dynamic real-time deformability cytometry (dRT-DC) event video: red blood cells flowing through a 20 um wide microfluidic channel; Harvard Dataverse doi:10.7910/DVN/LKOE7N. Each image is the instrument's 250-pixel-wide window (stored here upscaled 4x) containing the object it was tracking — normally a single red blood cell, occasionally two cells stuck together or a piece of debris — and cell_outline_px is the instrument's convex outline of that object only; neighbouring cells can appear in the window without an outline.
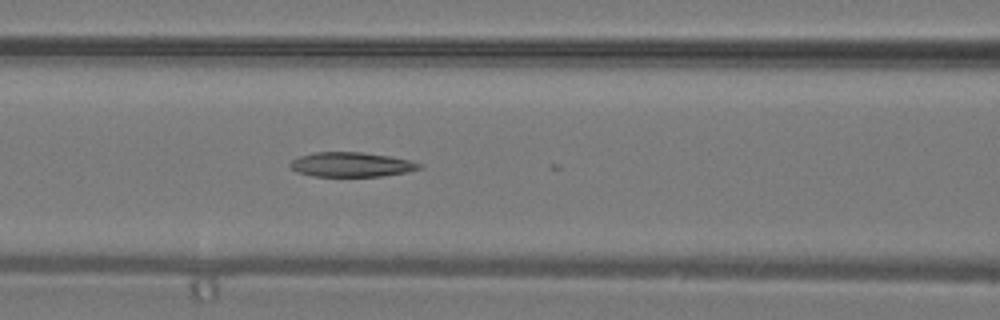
{"species": "common noctule bat (a hibernating species)", "species_latin": "Nyctalus noctula", "temperature_condition": "warm", "stored_images_in_passage": 23, "camera_frame_rate_fps": 3000, "um_per_image_px": 0.085, "animal": {"sex": "male", "body_mass_g": 19.2, "forearm_length_mm": 51.8}, "frame": {"image": 1, "passage_image": 18, "time_ms": 5.667, "image_size_px": [1000, 320], "cell_outline_px": [[424, 164], [420, 168], [408, 172], [384, 176], [312, 176], [296, 172], [288, 164], [292, 160], [300, 156], [316, 152], [360, 152], [388, 156], [408, 160]], "centroid_in_image_um": [29.86, 13.99], "position_along_channel_um": 136.7, "area_um2": 18.44}}
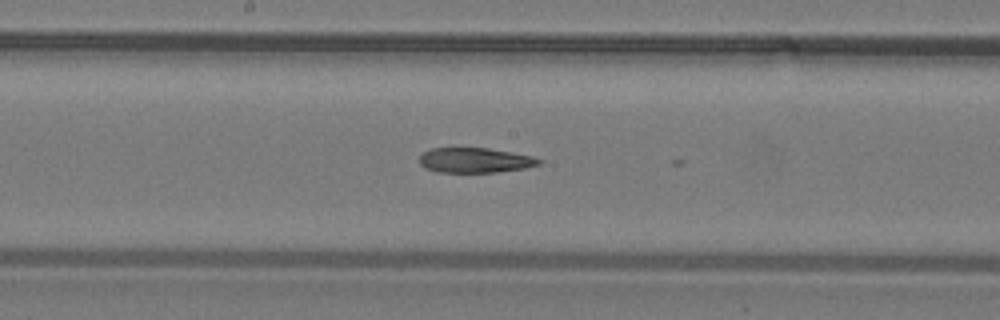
{"frame": {"image": 2, "passage_image": 22, "time_ms": 7.0, "image_size_px": [1000, 320], "cell_outline_px": [[544, 160], [540, 164], [524, 168], [496, 172], [436, 172], [424, 168], [420, 164], [420, 156], [424, 152], [432, 148], [452, 144], [488, 148], [532, 156]], "centroid_in_image_um": [40.3, 13.57], "position_along_channel_um": 207.9, "area_um2": 18.15}}